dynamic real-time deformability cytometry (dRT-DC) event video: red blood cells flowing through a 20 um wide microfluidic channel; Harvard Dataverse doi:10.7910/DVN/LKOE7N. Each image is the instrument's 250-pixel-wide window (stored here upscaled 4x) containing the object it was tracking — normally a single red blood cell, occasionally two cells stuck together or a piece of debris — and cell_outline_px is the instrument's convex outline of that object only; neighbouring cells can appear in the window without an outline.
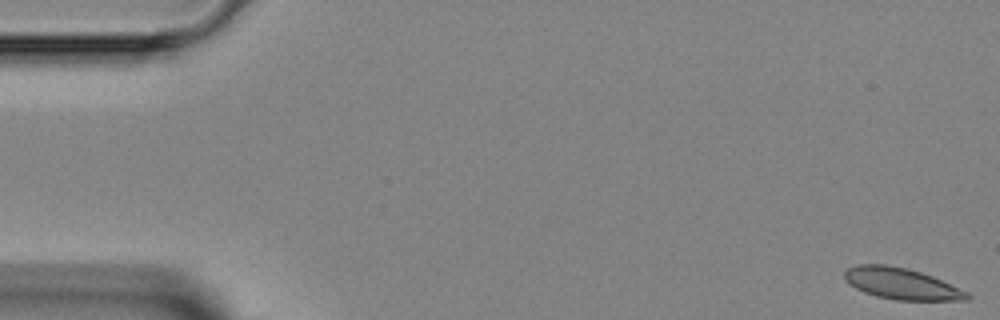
{"species": "Egyptian fruit bat (a non-hibernating species)", "species_latin": "Rousettus aegyptiacus", "temperature_condition": "room temperature", "stored_images_in_passage": 5, "camera_frame_rate_fps": 3000, "um_per_image_px": 0.085, "animal": {"sex": "female"}, "frame": {"image": 1, "passage_image": 1, "time_ms": 0.0, "image_size_px": [1000, 320], "cell_outline_px": [[972, 296], [968, 300], [896, 300], [876, 296], [864, 292], [848, 284], [844, 280], [844, 272], [848, 268], [856, 264], [884, 264], [908, 268], [932, 276], [968, 292]], "centroid_in_image_um": [76.59, 24.11], "position_along_channel_um": 8.4, "area_um2": 22.43}}
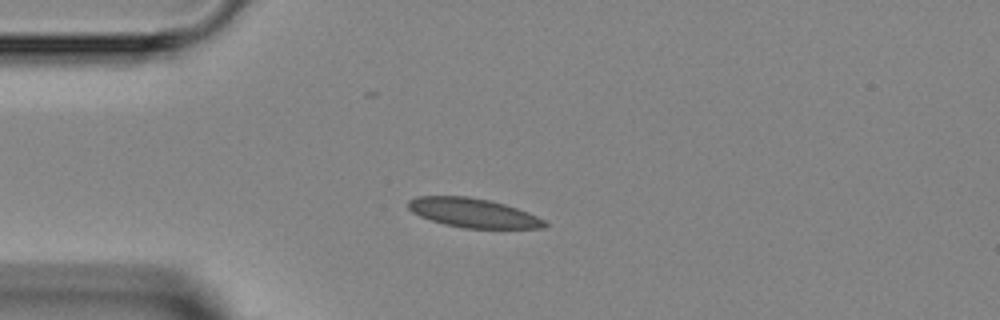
{"frame": {"image": 2, "passage_image": 4, "time_ms": 3.667, "image_size_px": [1000, 320], "cell_outline_px": [[548, 224], [544, 228], [464, 228], [444, 224], [420, 216], [412, 212], [408, 208], [408, 200], [416, 196], [468, 196], [492, 200], [528, 212], [544, 220]], "centroid_in_image_um": [40.2, 18.08], "position_along_channel_um": 44.8, "area_um2": 23.18}}